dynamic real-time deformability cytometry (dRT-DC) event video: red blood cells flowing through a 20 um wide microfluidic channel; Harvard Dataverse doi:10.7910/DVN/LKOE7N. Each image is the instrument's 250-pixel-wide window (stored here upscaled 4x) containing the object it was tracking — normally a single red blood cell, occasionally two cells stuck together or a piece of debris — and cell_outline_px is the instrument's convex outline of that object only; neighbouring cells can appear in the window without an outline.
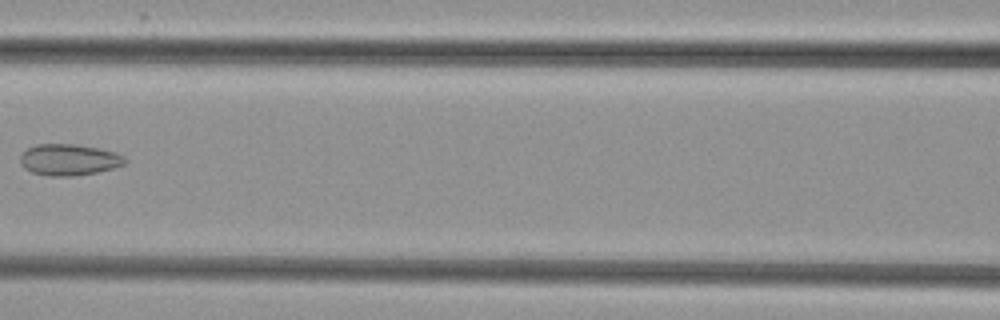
{"species": "common noctule bat (a hibernating species)", "species_latin": "Nyctalus noctula", "temperature_condition": "cold", "stored_images_in_passage": 8, "camera_frame_rate_fps": 3000, "um_per_image_px": 0.085, "animal": {"sex": "female", "body_mass_g": 29.2, "forearm_length_mm": 56.3}, "frame": {"image": 1, "passage_image": 7, "time_ms": 8.333, "image_size_px": [1000, 320], "cell_outline_px": [[128, 160], [124, 164], [112, 168], [96, 172], [76, 176], [48, 176], [32, 172], [24, 168], [20, 164], [20, 156], [28, 148], [36, 144], [76, 144], [116, 152], [124, 156]], "centroid_in_image_um": [5.85, 13.58], "position_along_channel_um": 160.7, "area_um2": 19.13}}
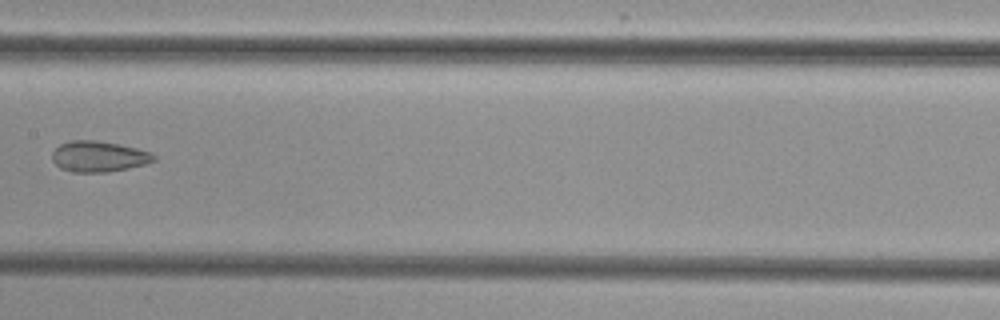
{"frame": {"image": 2, "passage_image": 8, "time_ms": 9.333, "image_size_px": [1000, 320], "cell_outline_px": [[156, 160], [144, 164], [128, 168], [108, 172], [72, 172], [60, 168], [52, 160], [52, 152], [60, 144], [72, 140], [96, 140], [120, 144], [152, 152], [156, 156]], "centroid_in_image_um": [8.39, 13.3], "position_along_channel_um": 199.0, "area_um2": 18.32}}